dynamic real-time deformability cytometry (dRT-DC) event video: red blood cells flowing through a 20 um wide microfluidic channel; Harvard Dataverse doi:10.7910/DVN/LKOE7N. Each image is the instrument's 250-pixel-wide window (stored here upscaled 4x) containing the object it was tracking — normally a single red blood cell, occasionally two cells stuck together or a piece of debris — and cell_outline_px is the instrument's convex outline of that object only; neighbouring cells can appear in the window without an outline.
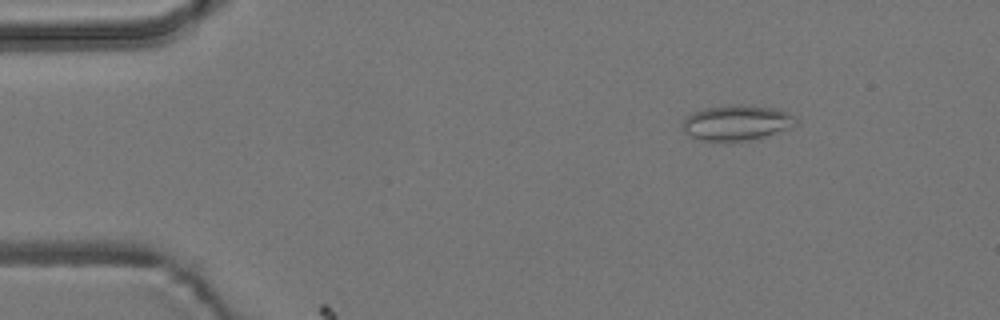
{"species": "common noctule bat (a hibernating species)", "species_latin": "Nyctalus noctula", "temperature_condition": "room temperature", "stored_images_in_passage": 4, "camera_frame_rate_fps": 3000, "um_per_image_px": 0.085, "animal": {"sex": "male", "body_mass_g": 19.2, "forearm_length_mm": 51.8}, "frame": {"image": 1, "passage_image": 1, "time_ms": 0.0, "image_size_px": [1000, 320], "cell_outline_px": [[800, 124], [764, 136], [732, 144], [700, 140], [688, 136], [684, 132], [684, 120], [692, 112], [708, 108], [772, 108], [788, 112]], "centroid_in_image_um": [62.58, 10.53], "position_along_channel_um": 22.4, "area_um2": 22.54}}